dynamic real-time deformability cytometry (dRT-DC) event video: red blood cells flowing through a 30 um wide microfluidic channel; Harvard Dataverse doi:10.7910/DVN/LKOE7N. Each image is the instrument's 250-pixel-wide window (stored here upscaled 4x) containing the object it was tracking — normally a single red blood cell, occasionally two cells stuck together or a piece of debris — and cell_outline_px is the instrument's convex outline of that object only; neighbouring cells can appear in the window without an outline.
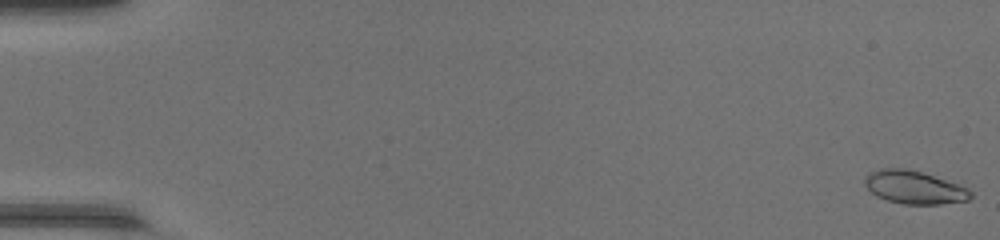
{"species": "common noctule bat (a hibernating species)", "species_latin": "Nyctalus noctula", "temperature_condition": "warm", "stored_images_in_passage": 49, "camera_frame_rate_fps": 3000, "um_per_image_px": 0.085, "animal": {"sex": "female", "body_mass_g": 17.0, "forearm_length_mm": 48.0}, "frame": {"image": 1, "passage_image": 1, "time_ms": 0.0, "image_size_px": [1000, 240], "cell_outline_px": [[972, 196], [968, 200], [940, 204], [904, 204], [888, 200], [876, 196], [864, 184], [864, 176], [880, 168], [904, 168], [920, 172], [968, 188], [972, 192]], "centroid_in_image_um": [77.68, 15.93], "position_along_channel_um": 7.3, "area_um2": 20.06}}
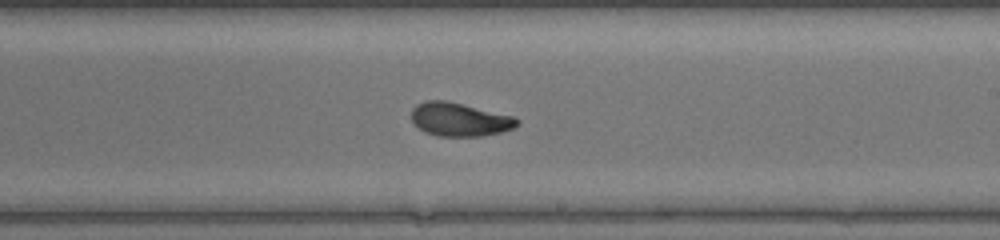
{"frame": {"image": 2, "passage_image": 30, "time_ms": 9.667, "image_size_px": [1000, 240], "cell_outline_px": [[520, 124], [512, 128], [500, 132], [480, 136], [436, 136], [424, 132], [412, 124], [412, 108], [416, 104], [424, 100], [444, 100], [512, 116], [520, 120]], "centroid_in_image_um": [39.0, 10.16], "position_along_channel_um": 250.0, "area_um2": 20.58}}
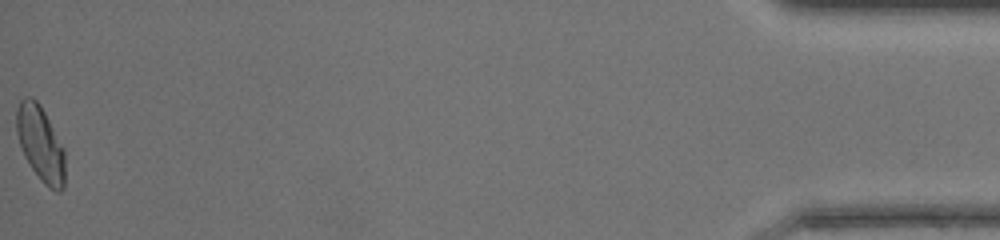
{"frame": {"image": 3, "passage_image": 49, "time_ms": 16.0, "image_size_px": [1000, 240], "cell_outline_px": [[64, 188], [60, 192], [56, 192], [48, 188], [40, 180], [24, 156], [16, 132], [16, 108], [20, 100], [24, 96], [32, 96], [40, 104], [64, 148]], "centroid_in_image_um": [3.43, 12.2], "position_along_channel_um": 431.8, "area_um2": 21.39}, "authors_computed_cell_mechanics": {"area_um2": 20.5768, "velocity_mm_per_s": 4.3989, "shape_relaxation_time_tau1_ms": 5.1207, "shape_relaxation_time_tau2_ms": 1.2001, "deformation_change_tau1": 0.1754, "deformation_change_tau2": 0.0707}}